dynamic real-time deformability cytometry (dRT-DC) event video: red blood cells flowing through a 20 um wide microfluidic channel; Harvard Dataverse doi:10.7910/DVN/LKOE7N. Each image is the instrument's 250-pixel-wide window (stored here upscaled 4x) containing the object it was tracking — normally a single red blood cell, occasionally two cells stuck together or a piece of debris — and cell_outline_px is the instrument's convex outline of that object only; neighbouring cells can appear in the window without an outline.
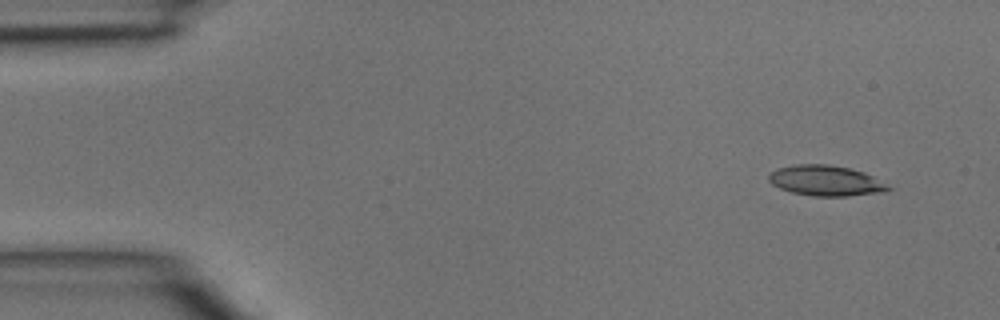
{"species": "common noctule bat (a hibernating species)", "species_latin": "Nyctalus noctula", "temperature_condition": "room temperature", "stored_images_in_passage": 4, "camera_frame_rate_fps": 3000, "um_per_image_px": 0.085, "animal": {"sex": "male", "body_mass_g": 15.6}, "frame": {"image": 1, "passage_image": 1, "time_ms": 0.0, "image_size_px": [1000, 320], "cell_outline_px": [[892, 188], [880, 192], [848, 196], [812, 196], [792, 192], [780, 188], [772, 184], [768, 180], [768, 172], [776, 168], [796, 164], [828, 164], [848, 168], [864, 172], [872, 176]], "centroid_in_image_um": [70.12, 15.35], "position_along_channel_um": 14.9, "area_um2": 21.1}}
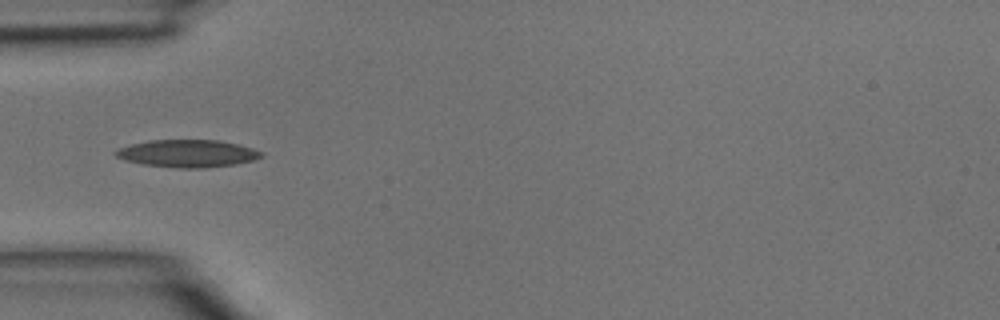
{"frame": {"image": 2, "passage_image": 3, "time_ms": 0.667, "image_size_px": [1000, 320], "cell_outline_px": [[264, 156], [252, 160], [236, 164], [208, 168], [176, 168], [144, 164], [124, 160], [116, 156], [112, 152], [120, 148], [132, 144], [148, 140], [220, 140], [252, 148], [264, 152]], "centroid_in_image_um": [15.95, 13.05], "position_along_channel_um": 69.0, "area_um2": 23.35}}